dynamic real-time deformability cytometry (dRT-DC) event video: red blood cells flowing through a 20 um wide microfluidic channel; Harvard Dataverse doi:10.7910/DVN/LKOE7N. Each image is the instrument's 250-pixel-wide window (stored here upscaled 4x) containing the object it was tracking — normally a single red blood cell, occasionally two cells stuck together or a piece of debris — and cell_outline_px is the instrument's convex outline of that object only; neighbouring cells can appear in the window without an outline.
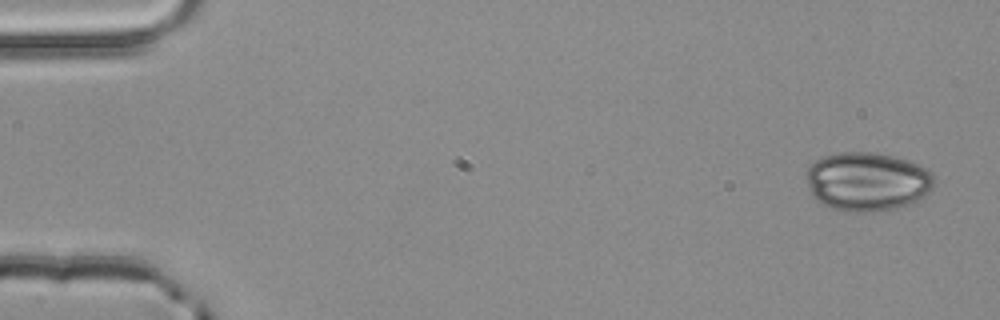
{"species": "common noctule bat (a hibernating species)", "species_latin": "Nyctalus noctula", "temperature_condition": "room temperature", "stored_images_in_passage": 4, "camera_frame_rate_fps": 3000, "um_per_image_px": 0.085, "animal": {"sex": "male", "body_mass_g": 20.4}, "frame": {"image": 1, "passage_image": 1, "time_ms": 0.0, "image_size_px": [1000, 320], "cell_outline_px": [[936, 184], [924, 196], [908, 204], [896, 208], [868, 212], [844, 212], [820, 204], [812, 196], [804, 176], [808, 168], [816, 160], [824, 156], [840, 152], [872, 152], [892, 156], [920, 164], [932, 172], [936, 180]], "centroid_in_image_um": [73.7, 15.44], "position_along_channel_um": 11.3, "area_um2": 44.27}}